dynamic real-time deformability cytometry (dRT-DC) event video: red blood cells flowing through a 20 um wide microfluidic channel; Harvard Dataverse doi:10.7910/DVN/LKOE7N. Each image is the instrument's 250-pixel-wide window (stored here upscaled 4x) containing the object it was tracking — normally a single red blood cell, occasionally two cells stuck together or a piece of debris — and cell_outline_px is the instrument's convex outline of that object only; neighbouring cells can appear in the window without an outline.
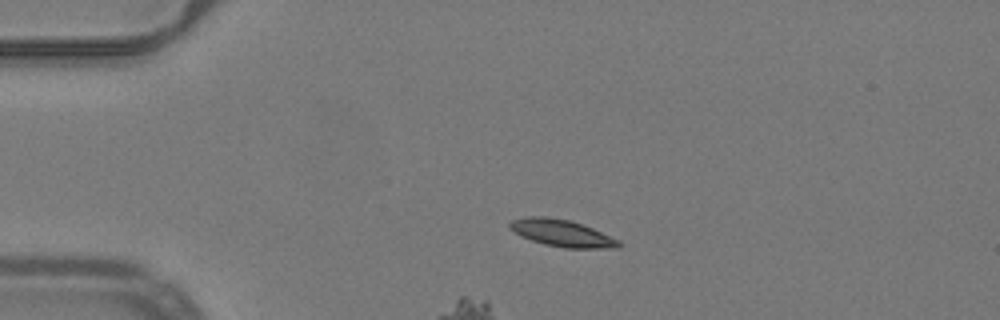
{"species": "common noctule bat (a hibernating species)", "species_latin": "Nyctalus noctula", "temperature_condition": "warm", "stored_images_in_passage": 41, "camera_frame_rate_fps": 3000, "um_per_image_px": 0.085, "animal": {"sex": "male", "body_mass_g": 19.2, "forearm_length_mm": 51.8}, "frame": {"image": 1, "passage_image": 1, "time_ms": 0.0, "image_size_px": [1000, 320], "cell_outline_px": [[620, 248], [564, 248], [544, 244], [520, 236], [512, 232], [508, 228], [508, 224], [512, 220], [524, 216], [544, 216], [568, 220], [592, 228], [620, 240]], "centroid_in_image_um": [47.71, 19.81], "position_along_channel_um": 37.3, "area_um2": 17.17}}